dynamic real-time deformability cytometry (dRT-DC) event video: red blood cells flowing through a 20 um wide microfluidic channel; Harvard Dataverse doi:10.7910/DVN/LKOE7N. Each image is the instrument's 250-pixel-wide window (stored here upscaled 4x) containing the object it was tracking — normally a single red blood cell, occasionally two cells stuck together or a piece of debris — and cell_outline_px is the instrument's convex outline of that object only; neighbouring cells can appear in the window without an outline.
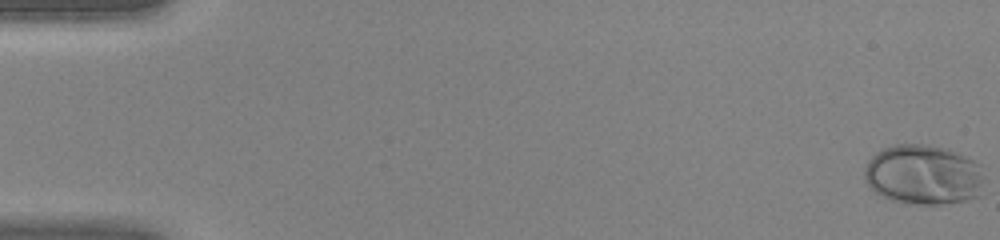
{"species": "human", "species_latin": "Homo sapiens", "temperature_condition": "warm", "stored_images_in_passage": 46, "camera_frame_rate_fps": 3000, "um_per_image_px": 0.085, "donor": {"sex": "female"}, "frame": {"image": 1, "passage_image": 1, "time_ms": 0.0, "image_size_px": [1000, 240], "cell_outline_px": [[984, 180], [980, 196], [964, 200], [940, 204], [904, 204], [892, 200], [876, 192], [864, 180], [864, 168], [868, 160], [876, 152], [884, 148], [896, 144], [924, 144], [948, 148], [980, 164]], "centroid_in_image_um": [78.49, 14.85], "position_along_channel_um": 6.5, "area_um2": 42.14}}
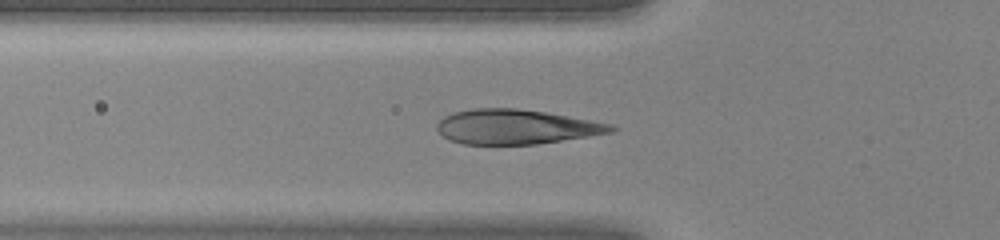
{"frame": {"image": 2, "passage_image": 17, "time_ms": 5.333, "image_size_px": [1000, 240], "cell_outline_px": [[620, 128], [612, 132], [588, 136], [536, 144], [464, 144], [448, 140], [436, 128], [436, 124], [444, 116], [456, 112], [472, 108], [516, 108], [544, 112], [592, 120], [612, 124]], "centroid_in_image_um": [43.86, 10.78], "position_along_channel_um": 81.9, "area_um2": 35.03}}
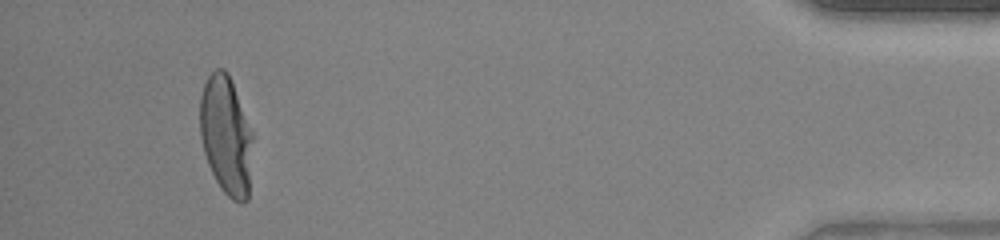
{"frame": {"image": 3, "passage_image": 43, "time_ms": 14.0, "image_size_px": [1000, 240], "cell_outline_px": [[252, 140], [248, 200], [244, 204], [240, 204], [232, 200], [220, 188], [208, 164], [204, 152], [200, 136], [200, 96], [204, 84], [208, 76], [216, 68], [224, 68], [228, 72], [252, 132]], "centroid_in_image_um": [19.2, 11.53], "position_along_channel_um": 416.0, "area_um2": 36.41}}